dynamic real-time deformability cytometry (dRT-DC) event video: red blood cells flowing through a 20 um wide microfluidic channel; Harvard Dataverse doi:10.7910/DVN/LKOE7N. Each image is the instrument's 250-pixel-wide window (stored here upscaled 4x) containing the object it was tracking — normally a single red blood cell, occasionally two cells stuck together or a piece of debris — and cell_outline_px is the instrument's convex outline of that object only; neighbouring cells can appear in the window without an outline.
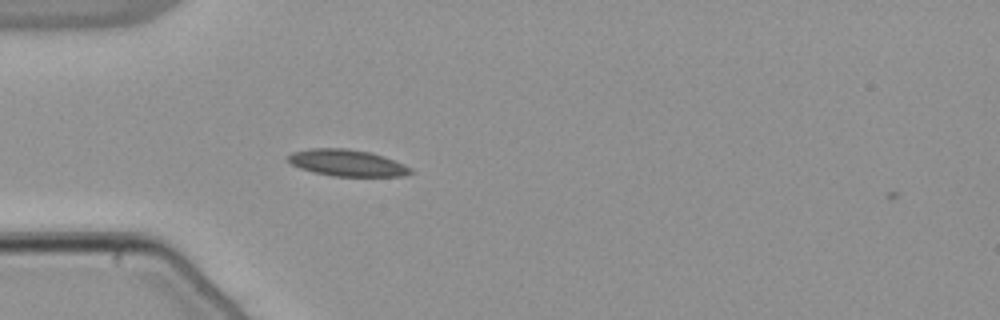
{"species": "common noctule bat (a hibernating species)", "species_latin": "Nyctalus noctula", "temperature_condition": "warm", "stored_images_in_passage": 2, "camera_frame_rate_fps": 3000, "um_per_image_px": 0.085, "animal": {"sex": "male", "body_mass_g": 21.5, "forearm_length_mm": 52.0}, "frame": {"image": 1, "passage_image": 1, "time_ms": 0.0, "image_size_px": [1000, 320], "cell_outline_px": [[416, 172], [404, 176], [332, 176], [312, 172], [300, 168], [284, 160], [292, 152], [312, 148], [344, 148], [372, 152], [384, 156], [404, 164], [412, 168]], "centroid_in_image_um": [29.52, 13.85], "position_along_channel_um": 55.5, "area_um2": 19.25}}